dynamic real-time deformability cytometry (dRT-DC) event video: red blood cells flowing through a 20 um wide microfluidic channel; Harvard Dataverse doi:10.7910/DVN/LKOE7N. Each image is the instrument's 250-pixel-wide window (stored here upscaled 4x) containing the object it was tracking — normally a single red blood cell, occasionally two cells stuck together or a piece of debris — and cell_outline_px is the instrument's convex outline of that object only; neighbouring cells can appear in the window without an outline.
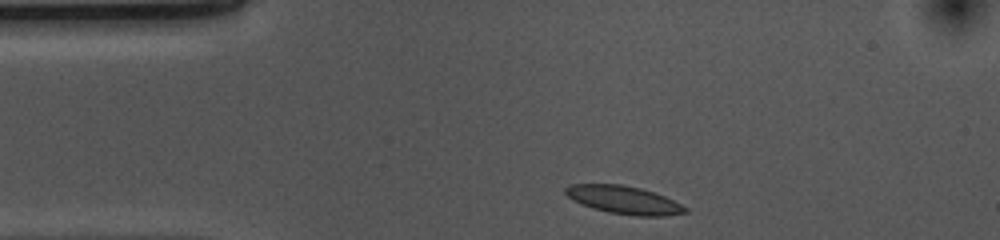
{"species": "common noctule bat (a hibernating species)", "species_latin": "Nyctalus noctula", "temperature_condition": "cold", "stored_images_in_passage": 33, "camera_frame_rate_fps": 3000, "um_per_image_px": 0.085, "animal": {"sex": "female", "body_mass_g": 10.0, "forearm_length_mm": 53.1}, "frame": {"image": 1, "passage_image": 1, "time_ms": 0.0, "image_size_px": [1000, 240], "cell_outline_px": [[688, 212], [664, 216], [636, 216], [608, 212], [592, 208], [580, 204], [572, 200], [564, 192], [564, 188], [568, 184], [624, 184], [656, 192], [688, 208]], "centroid_in_image_um": [53.0, 16.99], "position_along_channel_um": 32.0, "area_um2": 19.71}}
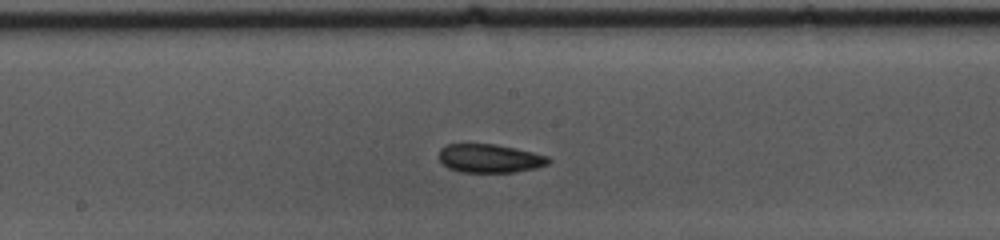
{"frame": {"image": 2, "passage_image": 18, "time_ms": 5.667, "image_size_px": [1000, 240], "cell_outline_px": [[552, 160], [548, 164], [536, 168], [516, 172], [460, 172], [448, 168], [440, 160], [440, 148], [444, 144], [496, 144], [532, 152], [548, 156]], "centroid_in_image_um": [41.64, 13.46], "position_along_channel_um": 206.6, "area_um2": 18.26}}
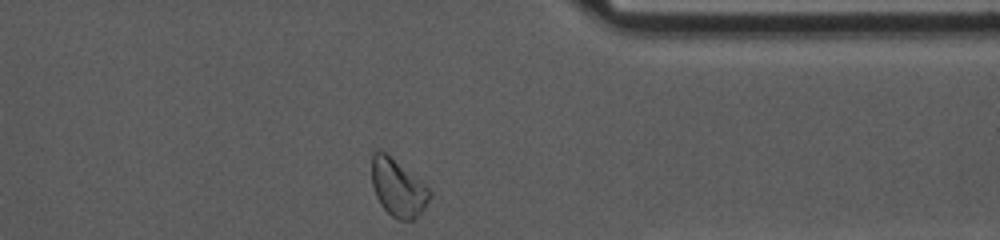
{"frame": {"image": 3, "passage_image": 33, "time_ms": 10.667, "image_size_px": [1000, 240], "cell_outline_px": [[432, 196], [424, 208], [412, 220], [400, 220], [392, 216], [380, 204], [376, 196], [372, 184], [372, 152], [384, 152], [428, 188], [432, 192]], "centroid_in_image_um": [33.81, 16.0], "position_along_channel_um": 377.6, "area_um2": 18.67}}